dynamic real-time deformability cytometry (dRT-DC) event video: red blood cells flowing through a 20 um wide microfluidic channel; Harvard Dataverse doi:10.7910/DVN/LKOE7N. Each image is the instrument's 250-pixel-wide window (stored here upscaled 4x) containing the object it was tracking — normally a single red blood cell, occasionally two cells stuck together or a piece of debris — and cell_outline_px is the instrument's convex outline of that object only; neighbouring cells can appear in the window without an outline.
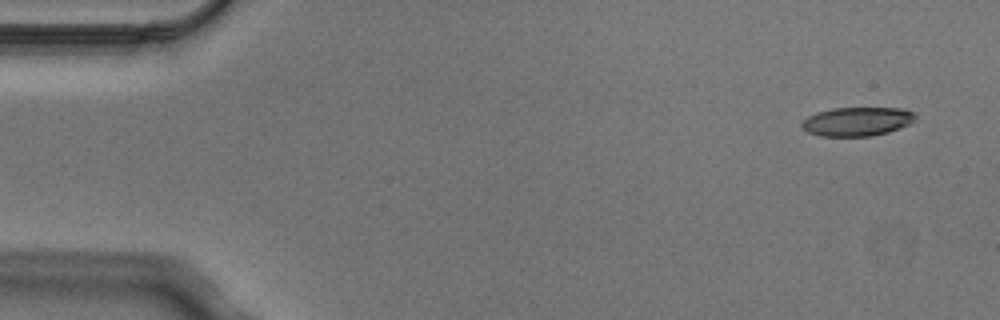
{"species": "Egyptian fruit bat (a non-hibernating species)", "species_latin": "Rousettus aegyptiacus", "temperature_condition": "cold", "stored_images_in_passage": 5, "camera_frame_rate_fps": 3000, "um_per_image_px": 0.085, "animal": {"sex": "male"}, "frame": {"image": 1, "passage_image": 1, "time_ms": 0.0, "image_size_px": [1000, 320], "cell_outline_px": [[916, 116], [908, 124], [900, 128], [888, 132], [872, 136], [820, 136], [808, 132], [800, 124], [808, 116], [816, 112], [832, 108], [904, 108], [916, 112]], "centroid_in_image_um": [72.86, 10.32], "position_along_channel_um": 12.1, "area_um2": 19.13}}
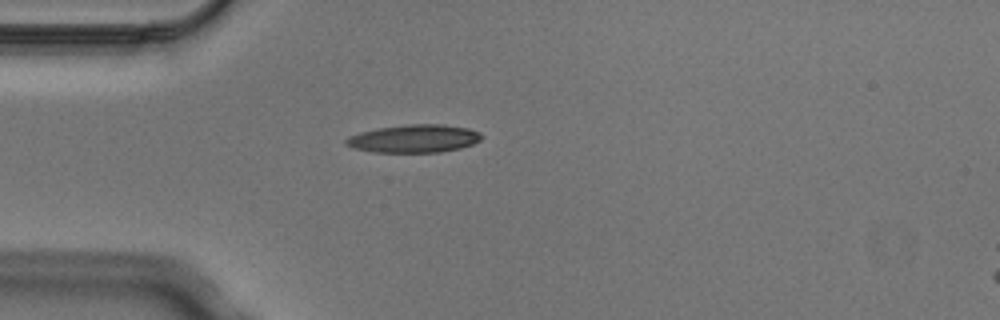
{"frame": {"image": 2, "passage_image": 4, "time_ms": 1.0, "image_size_px": [1000, 320], "cell_outline_px": [[484, 136], [480, 140], [472, 144], [460, 148], [440, 152], [372, 152], [352, 148], [344, 144], [344, 140], [348, 136], [360, 132], [376, 128], [408, 124], [444, 124], [468, 128], [480, 132]], "centroid_in_image_um": [35.17, 11.78], "position_along_channel_um": 49.8, "area_um2": 22.31}}